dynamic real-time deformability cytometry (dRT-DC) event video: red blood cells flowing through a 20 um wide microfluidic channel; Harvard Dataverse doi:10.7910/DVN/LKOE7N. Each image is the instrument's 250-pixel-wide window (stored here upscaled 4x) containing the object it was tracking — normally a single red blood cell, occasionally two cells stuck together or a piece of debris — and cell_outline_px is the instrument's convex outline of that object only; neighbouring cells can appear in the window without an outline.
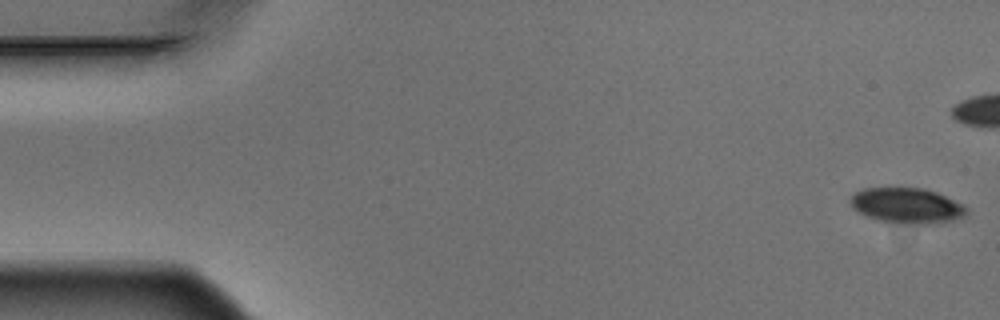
{"species": "Egyptian fruit bat (a non-hibernating species)", "species_latin": "Rousettus aegyptiacus", "temperature_condition": "warm", "stored_images_in_passage": 6, "camera_frame_rate_fps": 3000, "um_per_image_px": 0.085, "animal": {"sex": "male"}, "frame": {"image": 1, "passage_image": 1, "time_ms": 0.0, "image_size_px": [1000, 320], "cell_outline_px": [[968, 212], [964, 216], [952, 220], [928, 224], [916, 224], [880, 220], [856, 212], [852, 208], [852, 196], [856, 192], [864, 188], [924, 188], [936, 192], [964, 204], [968, 208]], "centroid_in_image_um": [77.12, 17.47], "position_along_channel_um": 7.9, "area_um2": 23.7}}